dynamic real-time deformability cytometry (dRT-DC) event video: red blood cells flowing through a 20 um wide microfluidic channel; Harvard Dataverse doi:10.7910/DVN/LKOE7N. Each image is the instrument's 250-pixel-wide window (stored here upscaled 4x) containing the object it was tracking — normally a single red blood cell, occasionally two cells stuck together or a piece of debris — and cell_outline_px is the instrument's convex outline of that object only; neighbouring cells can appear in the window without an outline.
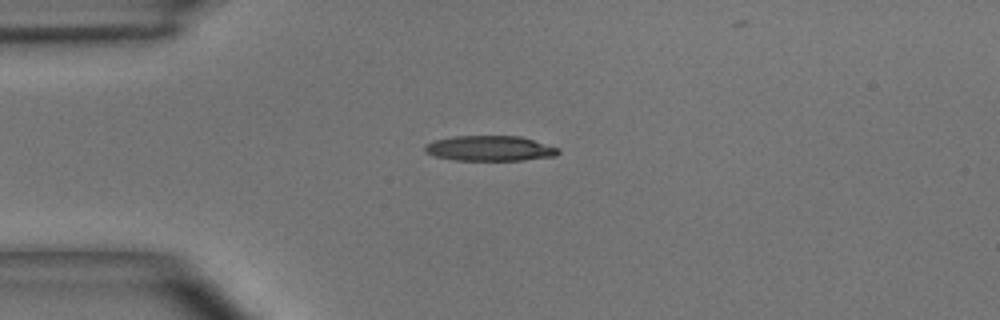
{"species": "common noctule bat (a hibernating species)", "species_latin": "Nyctalus noctula", "temperature_condition": "room temperature", "stored_images_in_passage": 34, "camera_frame_rate_fps": 3000, "um_per_image_px": 0.085, "animal": {"sex": "male", "body_mass_g": 15.6}, "frame": {"image": 1, "passage_image": 1, "time_ms": 0.0, "image_size_px": [1000, 320], "cell_outline_px": [[560, 152], [556, 156], [524, 160], [456, 160], [436, 156], [428, 152], [424, 148], [424, 144], [432, 140], [456, 136], [520, 136], [560, 148]], "centroid_in_image_um": [41.66, 12.61], "position_along_channel_um": 43.3, "area_um2": 19.59}}
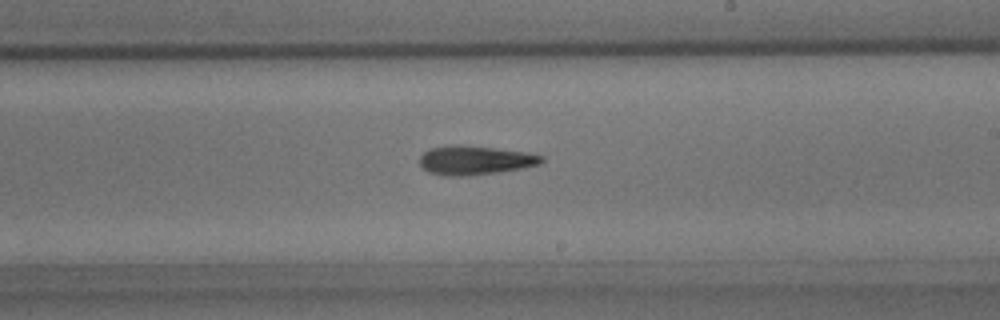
{"frame": {"image": 2, "passage_image": 18, "time_ms": 5.667, "image_size_px": [1000, 320], "cell_outline_px": [[544, 160], [540, 164], [520, 168], [496, 172], [464, 176], [444, 176], [428, 172], [420, 164], [420, 156], [428, 148], [448, 144], [460, 144], [528, 152], [544, 156]], "centroid_in_image_um": [40.34, 13.6], "position_along_channel_um": 248.7, "area_um2": 20.75}}
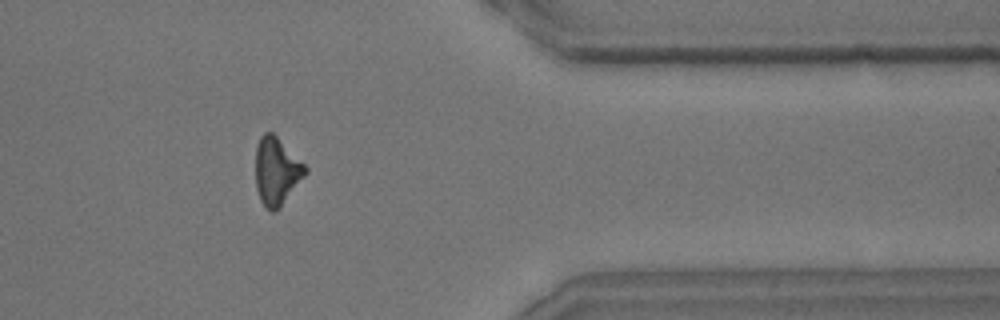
{"frame": {"image": 3, "passage_image": 30, "time_ms": 9.667, "image_size_px": [1000, 320], "cell_outline_px": [[308, 172], [280, 208], [276, 212], [272, 212], [260, 200], [256, 188], [256, 144], [260, 136], [264, 132], [272, 132], [308, 168]], "centroid_in_image_um": [23.5, 14.56], "position_along_channel_um": 387.9, "area_um2": 19.54}, "authors_computed_cell_mechanics": {"area_um2": 19.7387, "velocity_mm_per_s": 3.9469, "shape_relaxation_time_tau1_ms": 8.2962, "shape_relaxation_time_tau2_ms": null, "deformation_change_tau1": 0.2154, "deformation_change_tau2": null}}